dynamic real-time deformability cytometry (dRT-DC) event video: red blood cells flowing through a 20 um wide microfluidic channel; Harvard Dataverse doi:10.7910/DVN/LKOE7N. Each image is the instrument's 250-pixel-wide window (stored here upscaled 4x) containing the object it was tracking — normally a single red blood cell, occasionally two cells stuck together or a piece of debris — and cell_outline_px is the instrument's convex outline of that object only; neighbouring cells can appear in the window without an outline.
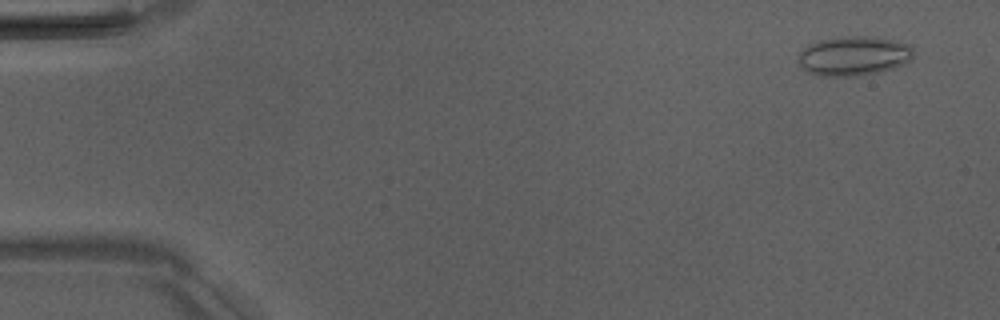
{"species": "Egyptian fruit bat (a non-hibernating species)", "species_latin": "Rousettus aegyptiacus", "temperature_condition": "room temperature", "stored_images_in_passage": 5, "camera_frame_rate_fps": 3000, "um_per_image_px": 0.085, "animal": {"sex": "male"}, "frame": {"image": 1, "passage_image": 1, "time_ms": 0.0, "image_size_px": [1000, 320], "cell_outline_px": [[912, 60], [892, 68], [876, 72], [856, 76], [820, 76], [808, 72], [796, 60], [800, 52], [804, 48], [820, 40], [852, 36], [876, 36], [908, 44], [912, 48]], "centroid_in_image_um": [72.56, 4.75], "position_along_channel_um": 12.4, "area_um2": 26.18}}